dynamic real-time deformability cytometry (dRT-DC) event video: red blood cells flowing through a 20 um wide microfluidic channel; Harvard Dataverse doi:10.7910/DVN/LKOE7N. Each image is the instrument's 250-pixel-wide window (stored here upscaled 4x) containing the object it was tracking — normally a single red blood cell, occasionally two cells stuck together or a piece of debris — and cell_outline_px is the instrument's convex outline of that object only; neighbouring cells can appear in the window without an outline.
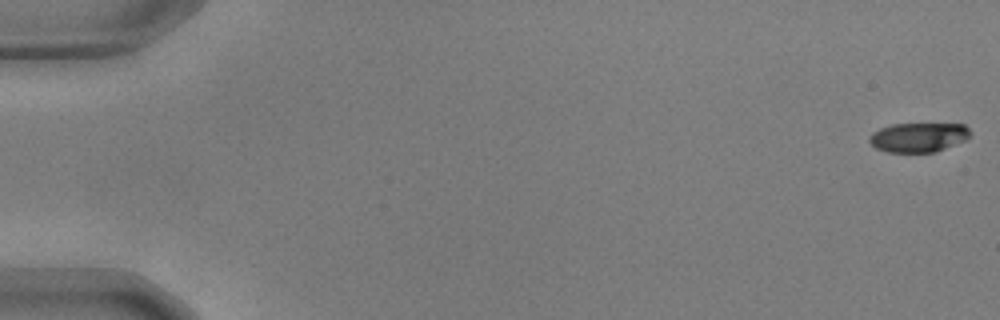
{"species": "common noctule bat (a hibernating species)", "species_latin": "Nyctalus noctula", "temperature_condition": "warm", "stored_images_in_passage": 9, "camera_frame_rate_fps": 3000, "um_per_image_px": 0.085, "animal": {"sex": "male", "body_mass_g": 17.9, "forearm_length_mm": 54.2}, "frame": {"image": 1, "passage_image": 1, "time_ms": 0.0, "image_size_px": [1000, 320], "cell_outline_px": [[972, 132], [964, 140], [936, 152], [888, 152], [876, 148], [868, 140], [872, 132], [880, 128], [892, 124], [964, 124]], "centroid_in_image_um": [78.05, 11.67], "position_along_channel_um": 6.9, "area_um2": 17.17}}